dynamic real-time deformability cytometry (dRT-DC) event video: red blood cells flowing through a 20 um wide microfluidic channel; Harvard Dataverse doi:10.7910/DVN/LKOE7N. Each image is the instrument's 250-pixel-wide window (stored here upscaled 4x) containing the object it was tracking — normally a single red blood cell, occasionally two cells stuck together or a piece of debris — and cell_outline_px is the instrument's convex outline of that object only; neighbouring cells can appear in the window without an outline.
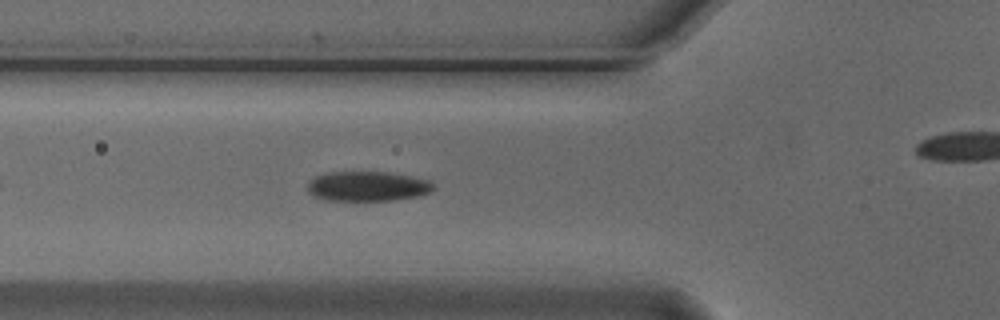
{"species": "Egyptian fruit bat (a non-hibernating species)", "species_latin": "Rousettus aegyptiacus", "temperature_condition": "cold", "stored_images_in_passage": 43, "camera_frame_rate_fps": 3000, "um_per_image_px": 0.085, "animal": {"sex": "male"}, "frame": {"image": 1, "passage_image": 7, "time_ms": 2.0, "image_size_px": [1000, 320], "cell_outline_px": [[436, 188], [428, 192], [416, 196], [392, 200], [328, 200], [316, 196], [308, 192], [308, 180], [324, 172], [388, 172], [428, 180]], "centroid_in_image_um": [31.2, 15.82], "position_along_channel_um": 94.6, "area_um2": 21.62}}
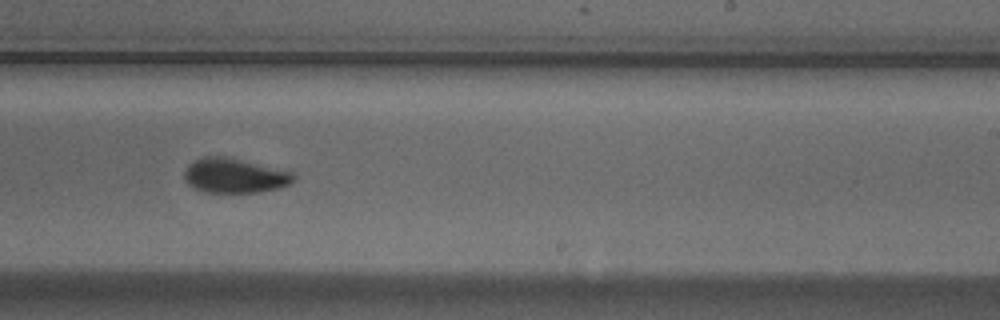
{"frame": {"image": 2, "passage_image": 21, "time_ms": 6.667, "image_size_px": [1000, 320], "cell_outline_px": [[296, 176], [288, 184], [280, 188], [260, 192], [204, 192], [188, 184], [184, 180], [184, 172], [188, 164], [204, 156], [224, 156], [292, 172]], "centroid_in_image_um": [19.9, 14.93], "position_along_channel_um": 269.1, "area_um2": 21.79}}
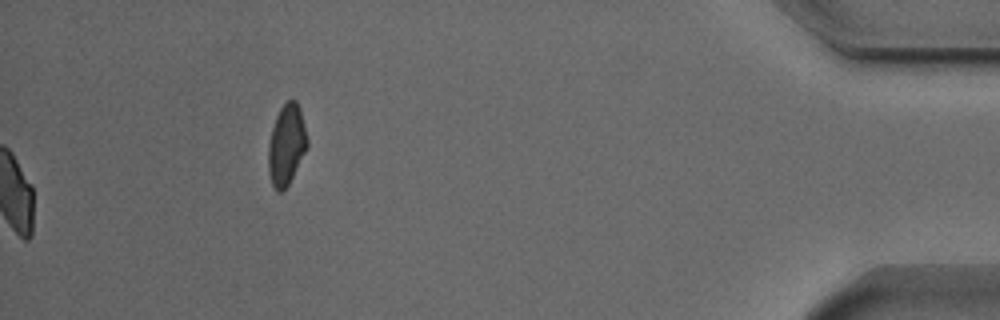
{"frame": {"image": 3, "passage_image": 43, "time_ms": 14.0, "image_size_px": [1000, 320], "cell_outline_px": [[308, 148], [288, 184], [280, 192], [272, 184], [268, 172], [268, 144], [272, 128], [276, 116], [280, 108], [288, 100], [296, 100], [300, 108], [308, 140]], "centroid_in_image_um": [24.35, 12.28], "position_along_channel_um": 410.8, "area_um2": 18.21}, "authors_computed_cell_mechanics": {"area_um2": 22.1374, "velocity_mm_per_s": 3.7477, "shape_relaxation_time_tau1_ms": 2.2207, "shape_relaxation_time_tau2_ms": null, "deformation_change_tau1": 0.1051, "deformation_change_tau2": null}}